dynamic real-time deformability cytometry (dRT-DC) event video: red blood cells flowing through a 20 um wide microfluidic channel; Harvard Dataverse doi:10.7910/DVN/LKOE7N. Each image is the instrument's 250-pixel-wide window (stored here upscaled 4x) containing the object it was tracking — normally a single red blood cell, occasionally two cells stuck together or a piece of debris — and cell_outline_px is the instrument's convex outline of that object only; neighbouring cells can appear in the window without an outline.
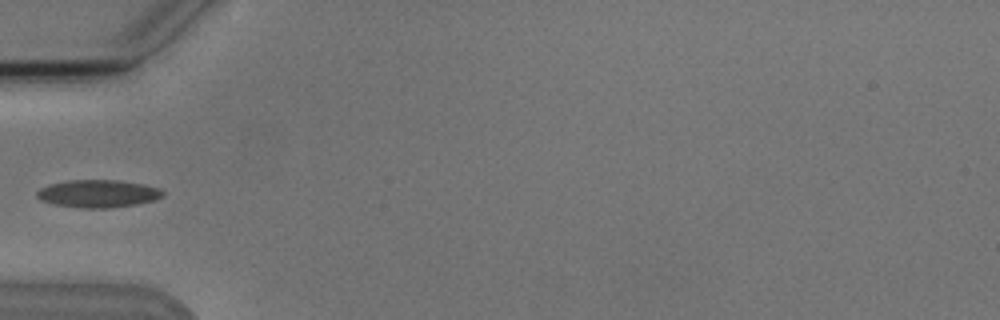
{"species": "Egyptian fruit bat (a non-hibernating species)", "species_latin": "Rousettus aegyptiacus", "temperature_condition": "cold", "stored_images_in_passage": 9, "camera_frame_rate_fps": 3000, "um_per_image_px": 0.085, "animal": {"sex": "male"}, "frame": {"image": 1, "passage_image": 4, "time_ms": 4.333, "image_size_px": [1000, 320], "cell_outline_px": [[164, 196], [152, 200], [136, 204], [108, 208], [80, 208], [56, 204], [40, 200], [36, 196], [36, 192], [40, 188], [48, 184], [68, 180], [120, 180], [144, 184], [160, 188], [164, 192]], "centroid_in_image_um": [8.32, 16.45], "position_along_channel_um": 76.7, "area_um2": 20.35}}
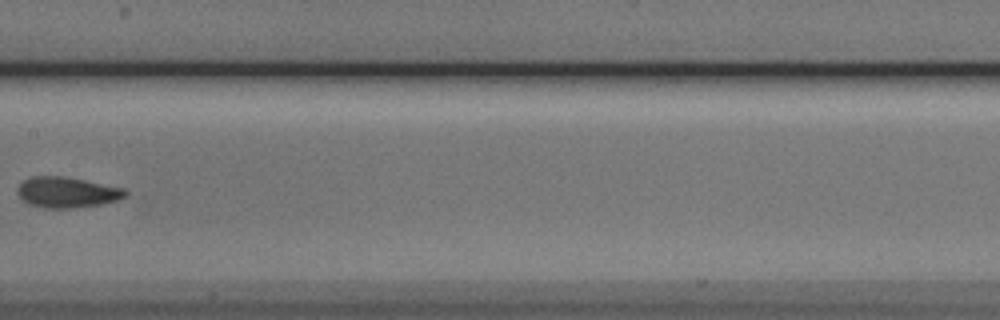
{"frame": {"image": 2, "passage_image": 7, "time_ms": 7.667, "image_size_px": [1000, 320], "cell_outline_px": [[128, 196], [116, 200], [100, 204], [72, 208], [44, 208], [28, 204], [16, 192], [16, 188], [24, 180], [32, 176], [64, 176], [124, 188], [128, 192]], "centroid_in_image_um": [5.68, 16.34], "position_along_channel_um": 201.7, "area_um2": 19.25}}
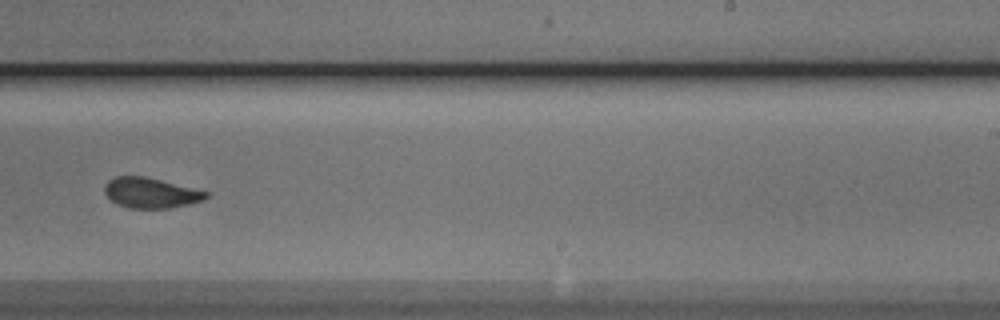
{"frame": {"image": 3, "passage_image": 9, "time_ms": 9.667, "image_size_px": [1000, 320], "cell_outline_px": [[208, 196], [204, 200], [188, 204], [168, 208], [128, 208], [116, 204], [104, 192], [104, 188], [108, 180], [116, 176], [144, 176], [208, 192]], "centroid_in_image_um": [12.78, 16.4], "position_along_channel_um": 276.2, "area_um2": 17.69}}